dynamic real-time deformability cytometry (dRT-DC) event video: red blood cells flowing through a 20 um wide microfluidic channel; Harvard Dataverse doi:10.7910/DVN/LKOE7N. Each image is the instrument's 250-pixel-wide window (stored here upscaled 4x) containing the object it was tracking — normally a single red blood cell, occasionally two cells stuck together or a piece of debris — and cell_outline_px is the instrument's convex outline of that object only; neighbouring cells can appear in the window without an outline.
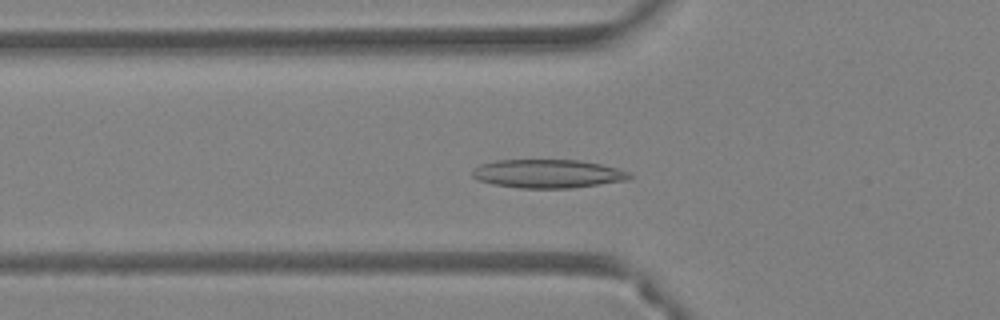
{"species": "Egyptian fruit bat (a non-hibernating species)", "species_latin": "Rousettus aegyptiacus", "temperature_condition": "warm", "stored_images_in_passage": 37, "camera_frame_rate_fps": 3000, "um_per_image_px": 0.085, "animal": {"sex": "female"}, "frame": {"image": 1, "passage_image": 5, "time_ms": 1.333, "image_size_px": [1000, 320], "cell_outline_px": [[636, 176], [628, 180], [572, 188], [520, 188], [492, 184], [480, 180], [472, 176], [472, 172], [480, 164], [496, 160], [580, 160], [620, 168]], "centroid_in_image_um": [46.62, 14.76], "position_along_channel_um": 79.2, "area_um2": 26.24}}
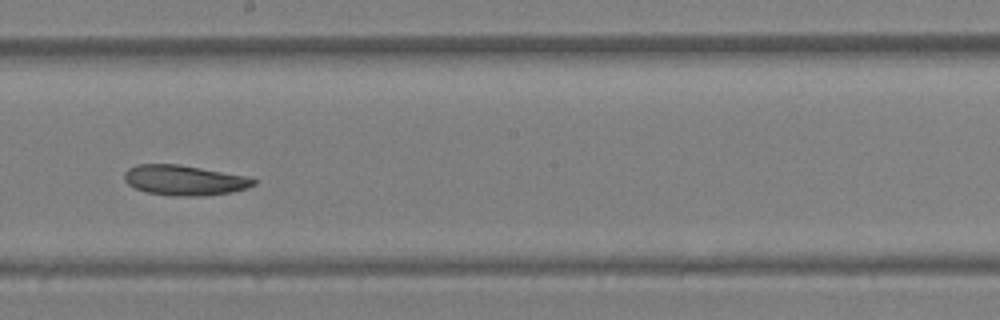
{"frame": {"image": 2, "passage_image": 16, "time_ms": 5.0, "image_size_px": [1000, 320], "cell_outline_px": [[256, 184], [248, 188], [232, 192], [204, 196], [184, 196], [144, 192], [128, 184], [124, 180], [124, 172], [128, 168], [136, 164], [176, 164], [252, 176], [256, 180]], "centroid_in_image_um": [15.72, 15.31], "position_along_channel_um": 232.5, "area_um2": 22.95}}
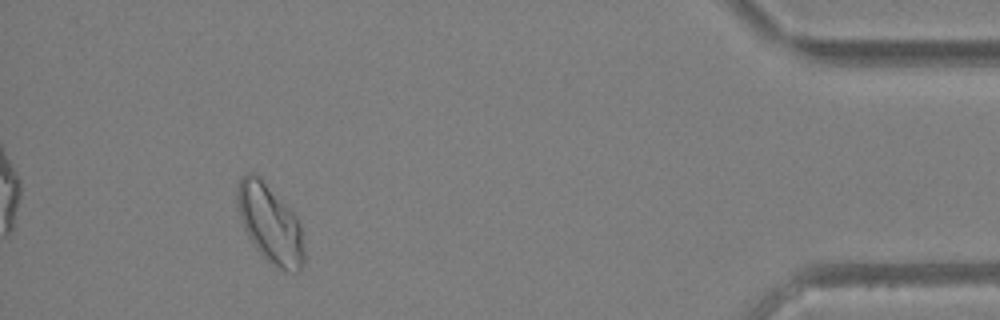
{"frame": {"image": 3, "passage_image": 33, "time_ms": 10.667, "image_size_px": [1000, 320], "cell_outline_px": [[304, 260], [300, 272], [288, 272], [280, 268], [268, 260], [256, 248], [248, 236], [244, 228], [240, 216], [236, 200], [236, 188], [240, 180], [248, 172], [252, 172], [260, 176], [300, 220], [304, 232]], "centroid_in_image_um": [22.99, 19.01], "position_along_channel_um": 412.2, "area_um2": 30.63}}